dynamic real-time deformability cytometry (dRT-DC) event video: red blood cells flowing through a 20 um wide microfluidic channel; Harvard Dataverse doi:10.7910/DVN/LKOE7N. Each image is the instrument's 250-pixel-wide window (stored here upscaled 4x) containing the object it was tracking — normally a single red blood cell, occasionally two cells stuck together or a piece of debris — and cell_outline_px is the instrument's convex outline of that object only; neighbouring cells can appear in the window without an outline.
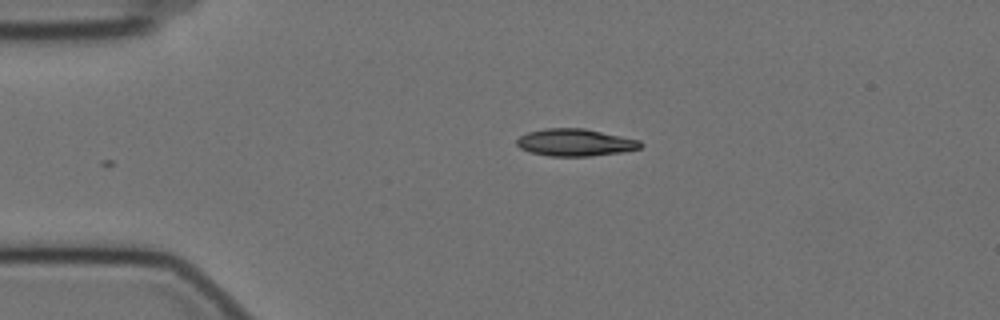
{"species": "Egyptian fruit bat (a non-hibernating species)", "species_latin": "Rousettus aegyptiacus", "temperature_condition": "cold", "stored_images_in_passage": 34, "camera_frame_rate_fps": 3000, "um_per_image_px": 0.085, "animal": {"sex": "female"}, "frame": {"image": 1, "passage_image": 1, "time_ms": 0.0, "image_size_px": [1000, 320], "cell_outline_px": [[644, 144], [640, 148], [624, 152], [592, 156], [548, 156], [532, 152], [520, 148], [516, 144], [516, 140], [520, 136], [528, 132], [544, 128], [584, 128], [640, 140]], "centroid_in_image_um": [48.91, 12.11], "position_along_channel_um": 36.1, "area_um2": 19.71}}
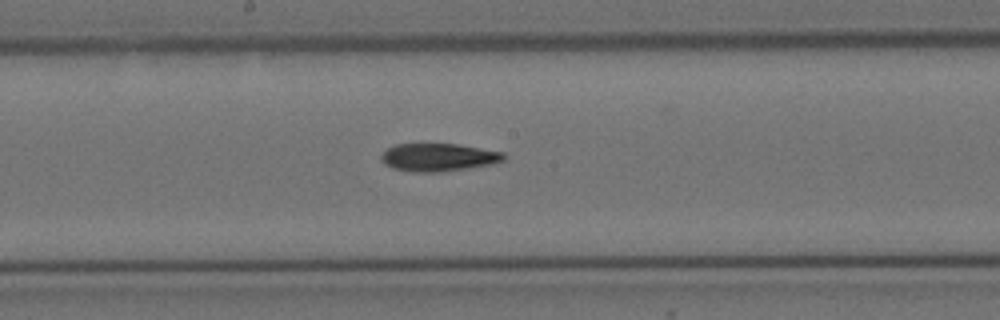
{"frame": {"image": 2, "passage_image": 19, "time_ms": 6.0, "image_size_px": [1000, 320], "cell_outline_px": [[504, 160], [492, 164], [444, 172], [412, 172], [392, 168], [384, 164], [380, 160], [380, 156], [388, 148], [396, 144], [456, 144], [504, 152]], "centroid_in_image_um": [37.24, 13.38], "position_along_channel_um": 211.0, "area_um2": 19.94}}
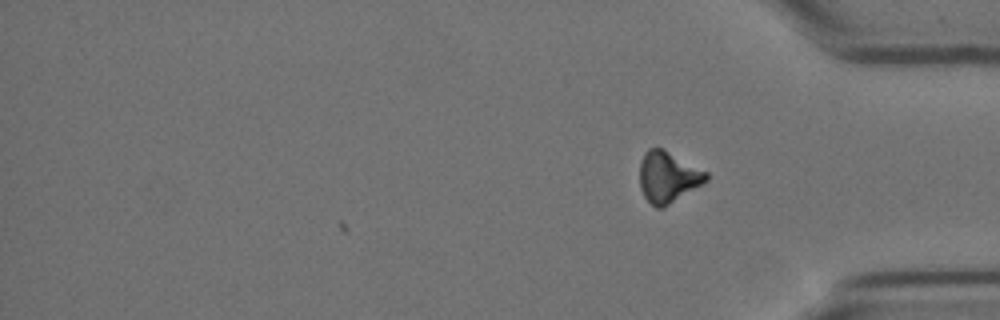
{"frame": {"image": 3, "passage_image": 34, "time_ms": 11.0, "image_size_px": [1000, 320], "cell_outline_px": [[708, 180], [664, 208], [656, 208], [644, 196], [640, 188], [640, 160], [644, 152], [648, 148], [660, 148], [708, 172]], "centroid_in_image_um": [56.75, 15.06], "position_along_channel_um": 378.4, "area_um2": 19.59}, "authors_computed_cell_mechanics": {"area_um2": 19.9699, "velocity_mm_per_s": 3.4961, "shape_relaxation_time_tau1_ms": 6.2653, "shape_relaxation_time_tau2_ms": null, "deformation_change_tau1": 0.1455, "deformation_change_tau2": null}}